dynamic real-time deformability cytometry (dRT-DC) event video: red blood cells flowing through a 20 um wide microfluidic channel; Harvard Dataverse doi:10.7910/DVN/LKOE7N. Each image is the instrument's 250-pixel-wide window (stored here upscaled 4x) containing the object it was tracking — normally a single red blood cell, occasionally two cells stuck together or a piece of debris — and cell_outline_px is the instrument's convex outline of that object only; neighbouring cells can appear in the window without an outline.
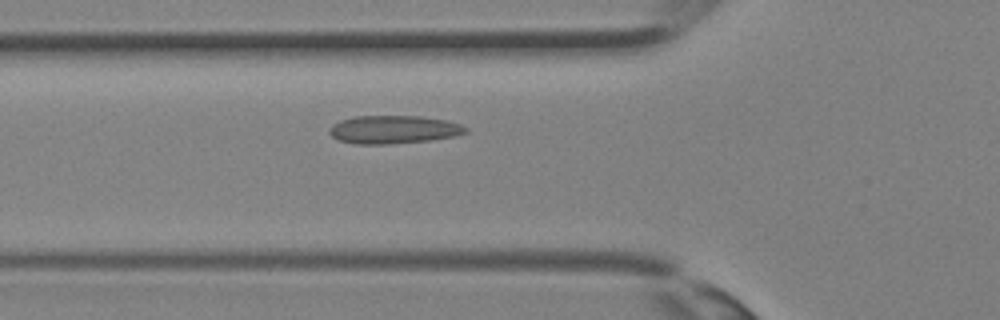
{"species": "Egyptian fruit bat (a non-hibernating species)", "species_latin": "Rousettus aegyptiacus", "temperature_condition": "room temperature", "stored_images_in_passage": 24, "camera_frame_rate_fps": 3000, "um_per_image_px": 0.085, "animal": {"sex": "female"}, "frame": {"image": 1, "passage_image": 3, "time_ms": 0.667, "image_size_px": [1000, 320], "cell_outline_px": [[468, 132], [452, 136], [428, 140], [388, 144], [356, 144], [340, 140], [332, 136], [328, 132], [328, 128], [332, 124], [340, 120], [356, 116], [420, 116], [444, 120], [460, 124], [468, 128]], "centroid_in_image_um": [33.41, 11.0], "position_along_channel_um": 92.4, "area_um2": 22.2}}
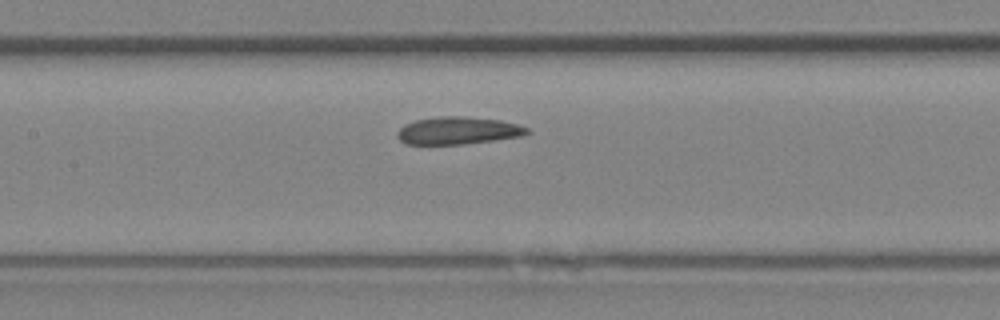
{"frame": {"image": 2, "passage_image": 7, "time_ms": 2.0, "image_size_px": [1000, 320], "cell_outline_px": [[532, 132], [520, 136], [464, 144], [408, 144], [400, 140], [396, 136], [396, 132], [404, 124], [416, 120], [440, 116], [464, 116], [500, 120], [516, 124], [528, 128]], "centroid_in_image_um": [38.91, 11.09], "position_along_channel_um": 168.5, "area_um2": 20.69}}
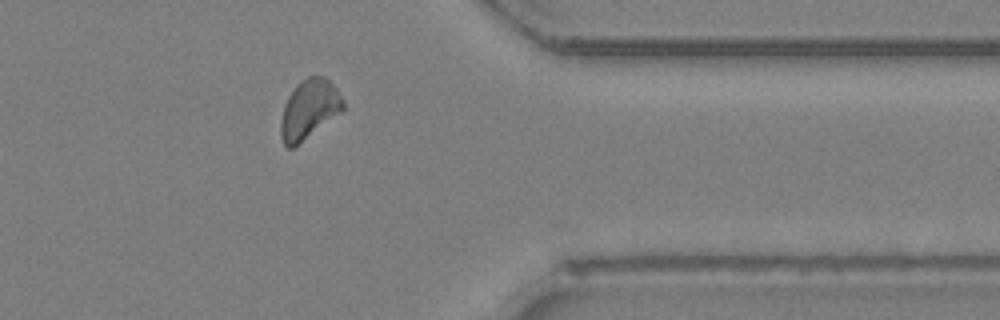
{"frame": {"image": 3, "passage_image": 19, "time_ms": 6.0, "image_size_px": [1000, 320], "cell_outline_px": [[344, 112], [292, 148], [288, 148], [284, 144], [280, 136], [280, 120], [284, 104], [288, 96], [296, 84], [300, 80], [308, 76], [324, 76], [336, 88], [344, 100]], "centroid_in_image_um": [26.28, 9.29], "position_along_channel_um": 385.1, "area_um2": 21.85}}